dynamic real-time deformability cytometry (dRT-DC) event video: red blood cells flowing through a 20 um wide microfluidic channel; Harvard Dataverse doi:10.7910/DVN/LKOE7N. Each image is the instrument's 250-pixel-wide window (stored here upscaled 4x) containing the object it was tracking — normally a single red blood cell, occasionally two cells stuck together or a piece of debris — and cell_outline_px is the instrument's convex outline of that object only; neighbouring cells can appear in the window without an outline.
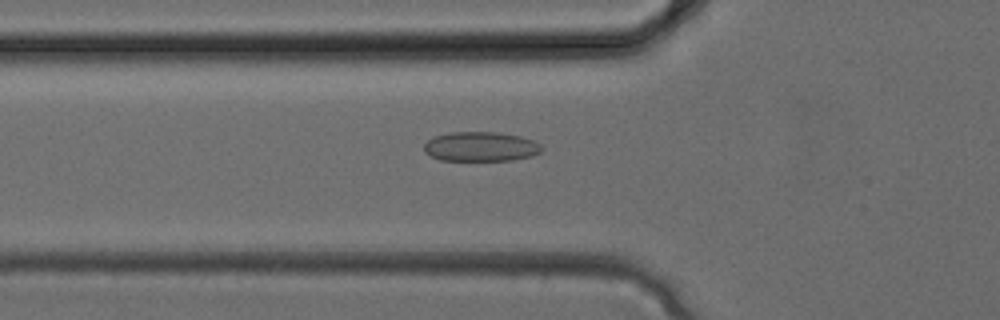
{"species": "common noctule bat (a hibernating species)", "species_latin": "Nyctalus noctula", "temperature_condition": "cold", "stored_images_in_passage": 34, "camera_frame_rate_fps": 3000, "um_per_image_px": 0.085, "animal": {"sex": "female", "body_mass_g": 24.6, "forearm_length_mm": 56.2}, "frame": {"image": 1, "passage_image": 12, "time_ms": 3.667, "image_size_px": [1000, 320], "cell_outline_px": [[544, 148], [540, 152], [532, 156], [512, 160], [440, 160], [424, 152], [424, 144], [428, 140], [436, 136], [448, 132], [496, 132], [520, 136], [532, 140], [540, 144]], "centroid_in_image_um": [40.87, 12.46], "position_along_channel_um": 84.9, "area_um2": 20.23}}
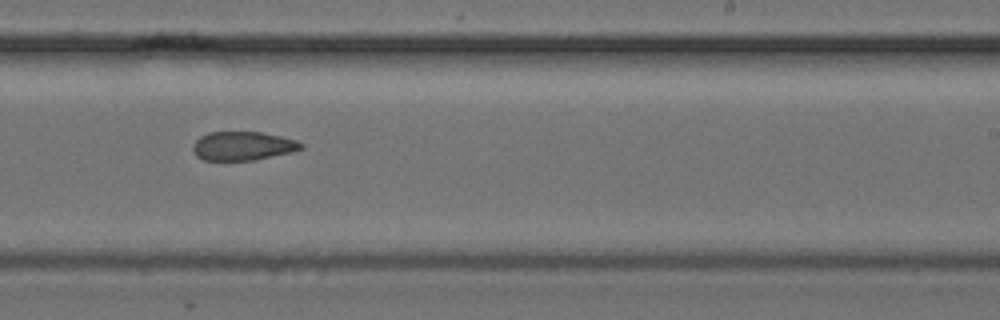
{"frame": {"image": 2, "passage_image": 21, "time_ms": 6.667, "image_size_px": [1000, 320], "cell_outline_px": [[304, 148], [292, 152], [252, 160], [204, 160], [196, 156], [192, 148], [192, 144], [200, 136], [208, 132], [260, 132], [280, 136], [296, 140], [304, 144]], "centroid_in_image_um": [20.62, 12.4], "position_along_channel_um": 268.4, "area_um2": 18.15}}
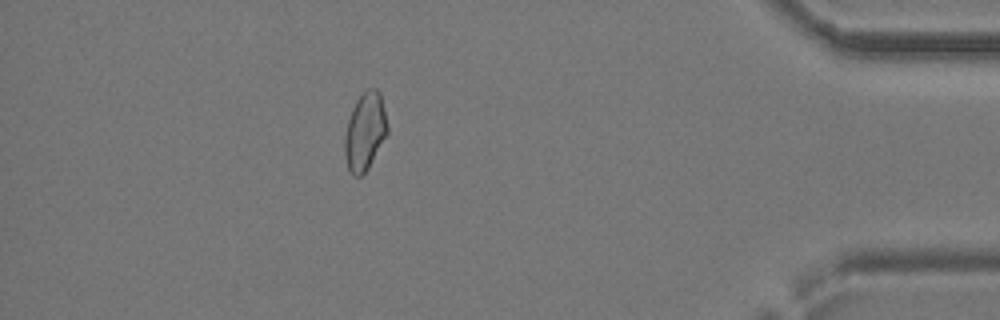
{"frame": {"image": 3, "passage_image": 30, "time_ms": 9.667, "image_size_px": [1000, 320], "cell_outline_px": [[388, 132], [368, 168], [360, 176], [352, 176], [348, 168], [344, 156], [344, 136], [348, 120], [352, 108], [356, 100], [364, 88], [376, 88], [380, 92], [388, 124]], "centroid_in_image_um": [31.01, 11.14], "position_along_channel_um": 404.2, "area_um2": 19.54}}